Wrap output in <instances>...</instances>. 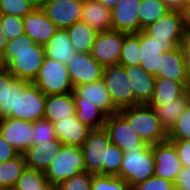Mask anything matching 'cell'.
<instances>
[{
	"instance_id": "cell-51",
	"label": "cell",
	"mask_w": 190,
	"mask_h": 190,
	"mask_svg": "<svg viewBox=\"0 0 190 190\" xmlns=\"http://www.w3.org/2000/svg\"><path fill=\"white\" fill-rule=\"evenodd\" d=\"M102 5H104L108 10H112L117 4L118 0H98Z\"/></svg>"
},
{
	"instance_id": "cell-42",
	"label": "cell",
	"mask_w": 190,
	"mask_h": 190,
	"mask_svg": "<svg viewBox=\"0 0 190 190\" xmlns=\"http://www.w3.org/2000/svg\"><path fill=\"white\" fill-rule=\"evenodd\" d=\"M175 188L173 182L153 175L144 182L131 187V190H175Z\"/></svg>"
},
{
	"instance_id": "cell-3",
	"label": "cell",
	"mask_w": 190,
	"mask_h": 190,
	"mask_svg": "<svg viewBox=\"0 0 190 190\" xmlns=\"http://www.w3.org/2000/svg\"><path fill=\"white\" fill-rule=\"evenodd\" d=\"M118 113L136 131L140 138L149 146L167 141L168 132L161 125L153 107L139 104L120 109Z\"/></svg>"
},
{
	"instance_id": "cell-33",
	"label": "cell",
	"mask_w": 190,
	"mask_h": 190,
	"mask_svg": "<svg viewBox=\"0 0 190 190\" xmlns=\"http://www.w3.org/2000/svg\"><path fill=\"white\" fill-rule=\"evenodd\" d=\"M141 59L140 31L138 33H124L118 64L122 66L140 65Z\"/></svg>"
},
{
	"instance_id": "cell-20",
	"label": "cell",
	"mask_w": 190,
	"mask_h": 190,
	"mask_svg": "<svg viewBox=\"0 0 190 190\" xmlns=\"http://www.w3.org/2000/svg\"><path fill=\"white\" fill-rule=\"evenodd\" d=\"M27 83L16 79L8 70L0 72V118L17 113L18 91Z\"/></svg>"
},
{
	"instance_id": "cell-32",
	"label": "cell",
	"mask_w": 190,
	"mask_h": 190,
	"mask_svg": "<svg viewBox=\"0 0 190 190\" xmlns=\"http://www.w3.org/2000/svg\"><path fill=\"white\" fill-rule=\"evenodd\" d=\"M170 10L163 0H141L138 11L140 31L156 22Z\"/></svg>"
},
{
	"instance_id": "cell-23",
	"label": "cell",
	"mask_w": 190,
	"mask_h": 190,
	"mask_svg": "<svg viewBox=\"0 0 190 190\" xmlns=\"http://www.w3.org/2000/svg\"><path fill=\"white\" fill-rule=\"evenodd\" d=\"M123 67L134 91L135 105L147 104L152 97L156 77L147 73L140 65Z\"/></svg>"
},
{
	"instance_id": "cell-30",
	"label": "cell",
	"mask_w": 190,
	"mask_h": 190,
	"mask_svg": "<svg viewBox=\"0 0 190 190\" xmlns=\"http://www.w3.org/2000/svg\"><path fill=\"white\" fill-rule=\"evenodd\" d=\"M70 42L77 53H90L96 32L82 20L67 29Z\"/></svg>"
},
{
	"instance_id": "cell-8",
	"label": "cell",
	"mask_w": 190,
	"mask_h": 190,
	"mask_svg": "<svg viewBox=\"0 0 190 190\" xmlns=\"http://www.w3.org/2000/svg\"><path fill=\"white\" fill-rule=\"evenodd\" d=\"M46 95L32 82H28L18 91L17 113L8 117L36 122L44 117Z\"/></svg>"
},
{
	"instance_id": "cell-10",
	"label": "cell",
	"mask_w": 190,
	"mask_h": 190,
	"mask_svg": "<svg viewBox=\"0 0 190 190\" xmlns=\"http://www.w3.org/2000/svg\"><path fill=\"white\" fill-rule=\"evenodd\" d=\"M104 128L111 143L123 152L148 146L118 112L107 116Z\"/></svg>"
},
{
	"instance_id": "cell-36",
	"label": "cell",
	"mask_w": 190,
	"mask_h": 190,
	"mask_svg": "<svg viewBox=\"0 0 190 190\" xmlns=\"http://www.w3.org/2000/svg\"><path fill=\"white\" fill-rule=\"evenodd\" d=\"M167 140H190V101L168 131Z\"/></svg>"
},
{
	"instance_id": "cell-19",
	"label": "cell",
	"mask_w": 190,
	"mask_h": 190,
	"mask_svg": "<svg viewBox=\"0 0 190 190\" xmlns=\"http://www.w3.org/2000/svg\"><path fill=\"white\" fill-rule=\"evenodd\" d=\"M141 62L140 67L147 73L154 75L161 68L162 56L176 46L172 42H159L140 31Z\"/></svg>"
},
{
	"instance_id": "cell-18",
	"label": "cell",
	"mask_w": 190,
	"mask_h": 190,
	"mask_svg": "<svg viewBox=\"0 0 190 190\" xmlns=\"http://www.w3.org/2000/svg\"><path fill=\"white\" fill-rule=\"evenodd\" d=\"M25 34L34 41L35 44L45 45L55 34L58 28L46 16L42 8H34L23 18Z\"/></svg>"
},
{
	"instance_id": "cell-40",
	"label": "cell",
	"mask_w": 190,
	"mask_h": 190,
	"mask_svg": "<svg viewBox=\"0 0 190 190\" xmlns=\"http://www.w3.org/2000/svg\"><path fill=\"white\" fill-rule=\"evenodd\" d=\"M34 7L24 0H0V13L24 18Z\"/></svg>"
},
{
	"instance_id": "cell-21",
	"label": "cell",
	"mask_w": 190,
	"mask_h": 190,
	"mask_svg": "<svg viewBox=\"0 0 190 190\" xmlns=\"http://www.w3.org/2000/svg\"><path fill=\"white\" fill-rule=\"evenodd\" d=\"M57 139L63 145L82 147L90 131V127L82 124L74 115L72 118L60 119L53 123Z\"/></svg>"
},
{
	"instance_id": "cell-35",
	"label": "cell",
	"mask_w": 190,
	"mask_h": 190,
	"mask_svg": "<svg viewBox=\"0 0 190 190\" xmlns=\"http://www.w3.org/2000/svg\"><path fill=\"white\" fill-rule=\"evenodd\" d=\"M48 183L44 172L26 167L18 178L14 190H46Z\"/></svg>"
},
{
	"instance_id": "cell-43",
	"label": "cell",
	"mask_w": 190,
	"mask_h": 190,
	"mask_svg": "<svg viewBox=\"0 0 190 190\" xmlns=\"http://www.w3.org/2000/svg\"><path fill=\"white\" fill-rule=\"evenodd\" d=\"M176 148L183 167H190V140H168Z\"/></svg>"
},
{
	"instance_id": "cell-12",
	"label": "cell",
	"mask_w": 190,
	"mask_h": 190,
	"mask_svg": "<svg viewBox=\"0 0 190 190\" xmlns=\"http://www.w3.org/2000/svg\"><path fill=\"white\" fill-rule=\"evenodd\" d=\"M83 0H45L42 9L58 29L81 20Z\"/></svg>"
},
{
	"instance_id": "cell-28",
	"label": "cell",
	"mask_w": 190,
	"mask_h": 190,
	"mask_svg": "<svg viewBox=\"0 0 190 190\" xmlns=\"http://www.w3.org/2000/svg\"><path fill=\"white\" fill-rule=\"evenodd\" d=\"M187 91L186 82L155 78L154 91L147 105H162L181 97Z\"/></svg>"
},
{
	"instance_id": "cell-15",
	"label": "cell",
	"mask_w": 190,
	"mask_h": 190,
	"mask_svg": "<svg viewBox=\"0 0 190 190\" xmlns=\"http://www.w3.org/2000/svg\"><path fill=\"white\" fill-rule=\"evenodd\" d=\"M152 156L155 161L154 175L174 183L183 168L175 146L168 140L157 143L152 146Z\"/></svg>"
},
{
	"instance_id": "cell-50",
	"label": "cell",
	"mask_w": 190,
	"mask_h": 190,
	"mask_svg": "<svg viewBox=\"0 0 190 190\" xmlns=\"http://www.w3.org/2000/svg\"><path fill=\"white\" fill-rule=\"evenodd\" d=\"M8 70V63L5 59V53L0 51V72Z\"/></svg>"
},
{
	"instance_id": "cell-46",
	"label": "cell",
	"mask_w": 190,
	"mask_h": 190,
	"mask_svg": "<svg viewBox=\"0 0 190 190\" xmlns=\"http://www.w3.org/2000/svg\"><path fill=\"white\" fill-rule=\"evenodd\" d=\"M184 32H190V3L180 9Z\"/></svg>"
},
{
	"instance_id": "cell-27",
	"label": "cell",
	"mask_w": 190,
	"mask_h": 190,
	"mask_svg": "<svg viewBox=\"0 0 190 190\" xmlns=\"http://www.w3.org/2000/svg\"><path fill=\"white\" fill-rule=\"evenodd\" d=\"M45 56L68 64L77 53L70 42L66 29H58L44 45Z\"/></svg>"
},
{
	"instance_id": "cell-2",
	"label": "cell",
	"mask_w": 190,
	"mask_h": 190,
	"mask_svg": "<svg viewBox=\"0 0 190 190\" xmlns=\"http://www.w3.org/2000/svg\"><path fill=\"white\" fill-rule=\"evenodd\" d=\"M5 59L8 71L16 78L33 82L44 61V46L35 44L26 34L8 41Z\"/></svg>"
},
{
	"instance_id": "cell-16",
	"label": "cell",
	"mask_w": 190,
	"mask_h": 190,
	"mask_svg": "<svg viewBox=\"0 0 190 190\" xmlns=\"http://www.w3.org/2000/svg\"><path fill=\"white\" fill-rule=\"evenodd\" d=\"M0 133L19 154H23L33 145L32 122L12 117L0 118Z\"/></svg>"
},
{
	"instance_id": "cell-38",
	"label": "cell",
	"mask_w": 190,
	"mask_h": 190,
	"mask_svg": "<svg viewBox=\"0 0 190 190\" xmlns=\"http://www.w3.org/2000/svg\"><path fill=\"white\" fill-rule=\"evenodd\" d=\"M1 31L8 41L24 35L23 18L1 14Z\"/></svg>"
},
{
	"instance_id": "cell-45",
	"label": "cell",
	"mask_w": 190,
	"mask_h": 190,
	"mask_svg": "<svg viewBox=\"0 0 190 190\" xmlns=\"http://www.w3.org/2000/svg\"><path fill=\"white\" fill-rule=\"evenodd\" d=\"M178 189L190 190V167H183L174 182Z\"/></svg>"
},
{
	"instance_id": "cell-5",
	"label": "cell",
	"mask_w": 190,
	"mask_h": 190,
	"mask_svg": "<svg viewBox=\"0 0 190 190\" xmlns=\"http://www.w3.org/2000/svg\"><path fill=\"white\" fill-rule=\"evenodd\" d=\"M32 83L46 96L73 92L66 64L46 56Z\"/></svg>"
},
{
	"instance_id": "cell-54",
	"label": "cell",
	"mask_w": 190,
	"mask_h": 190,
	"mask_svg": "<svg viewBox=\"0 0 190 190\" xmlns=\"http://www.w3.org/2000/svg\"><path fill=\"white\" fill-rule=\"evenodd\" d=\"M46 190H65L62 183H48Z\"/></svg>"
},
{
	"instance_id": "cell-1",
	"label": "cell",
	"mask_w": 190,
	"mask_h": 190,
	"mask_svg": "<svg viewBox=\"0 0 190 190\" xmlns=\"http://www.w3.org/2000/svg\"><path fill=\"white\" fill-rule=\"evenodd\" d=\"M81 151L86 172L93 175H119L124 152L111 143L104 127L90 131Z\"/></svg>"
},
{
	"instance_id": "cell-48",
	"label": "cell",
	"mask_w": 190,
	"mask_h": 190,
	"mask_svg": "<svg viewBox=\"0 0 190 190\" xmlns=\"http://www.w3.org/2000/svg\"><path fill=\"white\" fill-rule=\"evenodd\" d=\"M171 10H180L185 5V0H163Z\"/></svg>"
},
{
	"instance_id": "cell-13",
	"label": "cell",
	"mask_w": 190,
	"mask_h": 190,
	"mask_svg": "<svg viewBox=\"0 0 190 190\" xmlns=\"http://www.w3.org/2000/svg\"><path fill=\"white\" fill-rule=\"evenodd\" d=\"M66 66L73 87L96 82L103 77L104 67L90 53H76Z\"/></svg>"
},
{
	"instance_id": "cell-53",
	"label": "cell",
	"mask_w": 190,
	"mask_h": 190,
	"mask_svg": "<svg viewBox=\"0 0 190 190\" xmlns=\"http://www.w3.org/2000/svg\"><path fill=\"white\" fill-rule=\"evenodd\" d=\"M24 1L32 5L34 8H42L43 3L45 2V0H24Z\"/></svg>"
},
{
	"instance_id": "cell-29",
	"label": "cell",
	"mask_w": 190,
	"mask_h": 190,
	"mask_svg": "<svg viewBox=\"0 0 190 190\" xmlns=\"http://www.w3.org/2000/svg\"><path fill=\"white\" fill-rule=\"evenodd\" d=\"M190 101L188 91H186L181 97L173 100L169 103H163L162 105H148L153 107L160 119L161 125L168 132L173 124L177 121V118L181 115L186 105Z\"/></svg>"
},
{
	"instance_id": "cell-52",
	"label": "cell",
	"mask_w": 190,
	"mask_h": 190,
	"mask_svg": "<svg viewBox=\"0 0 190 190\" xmlns=\"http://www.w3.org/2000/svg\"><path fill=\"white\" fill-rule=\"evenodd\" d=\"M186 86L190 85V59H185Z\"/></svg>"
},
{
	"instance_id": "cell-31",
	"label": "cell",
	"mask_w": 190,
	"mask_h": 190,
	"mask_svg": "<svg viewBox=\"0 0 190 190\" xmlns=\"http://www.w3.org/2000/svg\"><path fill=\"white\" fill-rule=\"evenodd\" d=\"M23 154L15 158L0 163V188L14 189L18 178L26 168Z\"/></svg>"
},
{
	"instance_id": "cell-39",
	"label": "cell",
	"mask_w": 190,
	"mask_h": 190,
	"mask_svg": "<svg viewBox=\"0 0 190 190\" xmlns=\"http://www.w3.org/2000/svg\"><path fill=\"white\" fill-rule=\"evenodd\" d=\"M57 139L53 123L42 118L33 122V145Z\"/></svg>"
},
{
	"instance_id": "cell-49",
	"label": "cell",
	"mask_w": 190,
	"mask_h": 190,
	"mask_svg": "<svg viewBox=\"0 0 190 190\" xmlns=\"http://www.w3.org/2000/svg\"><path fill=\"white\" fill-rule=\"evenodd\" d=\"M7 44L8 40L1 31V13H0V51L4 52L6 50Z\"/></svg>"
},
{
	"instance_id": "cell-11",
	"label": "cell",
	"mask_w": 190,
	"mask_h": 190,
	"mask_svg": "<svg viewBox=\"0 0 190 190\" xmlns=\"http://www.w3.org/2000/svg\"><path fill=\"white\" fill-rule=\"evenodd\" d=\"M142 31L155 41L172 42L175 46H180L184 34L180 10L168 11Z\"/></svg>"
},
{
	"instance_id": "cell-9",
	"label": "cell",
	"mask_w": 190,
	"mask_h": 190,
	"mask_svg": "<svg viewBox=\"0 0 190 190\" xmlns=\"http://www.w3.org/2000/svg\"><path fill=\"white\" fill-rule=\"evenodd\" d=\"M124 32L108 30L96 33L90 54L104 68L117 65L121 55Z\"/></svg>"
},
{
	"instance_id": "cell-56",
	"label": "cell",
	"mask_w": 190,
	"mask_h": 190,
	"mask_svg": "<svg viewBox=\"0 0 190 190\" xmlns=\"http://www.w3.org/2000/svg\"><path fill=\"white\" fill-rule=\"evenodd\" d=\"M190 3V0H185V4H189Z\"/></svg>"
},
{
	"instance_id": "cell-4",
	"label": "cell",
	"mask_w": 190,
	"mask_h": 190,
	"mask_svg": "<svg viewBox=\"0 0 190 190\" xmlns=\"http://www.w3.org/2000/svg\"><path fill=\"white\" fill-rule=\"evenodd\" d=\"M154 171L152 146L148 145L146 148L124 152L118 177L125 180L131 188L153 176Z\"/></svg>"
},
{
	"instance_id": "cell-7",
	"label": "cell",
	"mask_w": 190,
	"mask_h": 190,
	"mask_svg": "<svg viewBox=\"0 0 190 190\" xmlns=\"http://www.w3.org/2000/svg\"><path fill=\"white\" fill-rule=\"evenodd\" d=\"M102 79L106 84L114 106L118 110L135 106L134 91L125 67L119 64L105 67Z\"/></svg>"
},
{
	"instance_id": "cell-37",
	"label": "cell",
	"mask_w": 190,
	"mask_h": 190,
	"mask_svg": "<svg viewBox=\"0 0 190 190\" xmlns=\"http://www.w3.org/2000/svg\"><path fill=\"white\" fill-rule=\"evenodd\" d=\"M91 190H131V188L118 176L93 175Z\"/></svg>"
},
{
	"instance_id": "cell-41",
	"label": "cell",
	"mask_w": 190,
	"mask_h": 190,
	"mask_svg": "<svg viewBox=\"0 0 190 190\" xmlns=\"http://www.w3.org/2000/svg\"><path fill=\"white\" fill-rule=\"evenodd\" d=\"M92 181L93 174L82 171L63 181L62 185L65 190H91Z\"/></svg>"
},
{
	"instance_id": "cell-55",
	"label": "cell",
	"mask_w": 190,
	"mask_h": 190,
	"mask_svg": "<svg viewBox=\"0 0 190 190\" xmlns=\"http://www.w3.org/2000/svg\"><path fill=\"white\" fill-rule=\"evenodd\" d=\"M187 91H188L189 96H190V85L187 87Z\"/></svg>"
},
{
	"instance_id": "cell-14",
	"label": "cell",
	"mask_w": 190,
	"mask_h": 190,
	"mask_svg": "<svg viewBox=\"0 0 190 190\" xmlns=\"http://www.w3.org/2000/svg\"><path fill=\"white\" fill-rule=\"evenodd\" d=\"M73 97L75 104L96 105L107 115H111L119 111L114 106L103 79L73 87Z\"/></svg>"
},
{
	"instance_id": "cell-57",
	"label": "cell",
	"mask_w": 190,
	"mask_h": 190,
	"mask_svg": "<svg viewBox=\"0 0 190 190\" xmlns=\"http://www.w3.org/2000/svg\"><path fill=\"white\" fill-rule=\"evenodd\" d=\"M0 190H14V189H3V188H0Z\"/></svg>"
},
{
	"instance_id": "cell-47",
	"label": "cell",
	"mask_w": 190,
	"mask_h": 190,
	"mask_svg": "<svg viewBox=\"0 0 190 190\" xmlns=\"http://www.w3.org/2000/svg\"><path fill=\"white\" fill-rule=\"evenodd\" d=\"M183 51L185 59H190V32H184L181 44L179 46Z\"/></svg>"
},
{
	"instance_id": "cell-6",
	"label": "cell",
	"mask_w": 190,
	"mask_h": 190,
	"mask_svg": "<svg viewBox=\"0 0 190 190\" xmlns=\"http://www.w3.org/2000/svg\"><path fill=\"white\" fill-rule=\"evenodd\" d=\"M82 171H85V164L81 148L63 145L44 175L49 183H62Z\"/></svg>"
},
{
	"instance_id": "cell-26",
	"label": "cell",
	"mask_w": 190,
	"mask_h": 190,
	"mask_svg": "<svg viewBox=\"0 0 190 190\" xmlns=\"http://www.w3.org/2000/svg\"><path fill=\"white\" fill-rule=\"evenodd\" d=\"M154 76L186 82L185 58L179 46L163 53L161 68L156 70Z\"/></svg>"
},
{
	"instance_id": "cell-17",
	"label": "cell",
	"mask_w": 190,
	"mask_h": 190,
	"mask_svg": "<svg viewBox=\"0 0 190 190\" xmlns=\"http://www.w3.org/2000/svg\"><path fill=\"white\" fill-rule=\"evenodd\" d=\"M141 0H118L111 10L112 30L124 33L140 31L139 5Z\"/></svg>"
},
{
	"instance_id": "cell-22",
	"label": "cell",
	"mask_w": 190,
	"mask_h": 190,
	"mask_svg": "<svg viewBox=\"0 0 190 190\" xmlns=\"http://www.w3.org/2000/svg\"><path fill=\"white\" fill-rule=\"evenodd\" d=\"M62 146L63 144L58 139L30 146L23 153L26 166L45 172Z\"/></svg>"
},
{
	"instance_id": "cell-24",
	"label": "cell",
	"mask_w": 190,
	"mask_h": 190,
	"mask_svg": "<svg viewBox=\"0 0 190 190\" xmlns=\"http://www.w3.org/2000/svg\"><path fill=\"white\" fill-rule=\"evenodd\" d=\"M76 113L73 92L46 96L44 119L55 123L60 119L72 118Z\"/></svg>"
},
{
	"instance_id": "cell-25",
	"label": "cell",
	"mask_w": 190,
	"mask_h": 190,
	"mask_svg": "<svg viewBox=\"0 0 190 190\" xmlns=\"http://www.w3.org/2000/svg\"><path fill=\"white\" fill-rule=\"evenodd\" d=\"M81 20L96 33L112 29L111 11L98 0H83Z\"/></svg>"
},
{
	"instance_id": "cell-34",
	"label": "cell",
	"mask_w": 190,
	"mask_h": 190,
	"mask_svg": "<svg viewBox=\"0 0 190 190\" xmlns=\"http://www.w3.org/2000/svg\"><path fill=\"white\" fill-rule=\"evenodd\" d=\"M77 119L91 129L103 128L107 114L96 105L75 104Z\"/></svg>"
},
{
	"instance_id": "cell-44",
	"label": "cell",
	"mask_w": 190,
	"mask_h": 190,
	"mask_svg": "<svg viewBox=\"0 0 190 190\" xmlns=\"http://www.w3.org/2000/svg\"><path fill=\"white\" fill-rule=\"evenodd\" d=\"M19 155V152L14 149L0 133V163L11 160Z\"/></svg>"
}]
</instances>
